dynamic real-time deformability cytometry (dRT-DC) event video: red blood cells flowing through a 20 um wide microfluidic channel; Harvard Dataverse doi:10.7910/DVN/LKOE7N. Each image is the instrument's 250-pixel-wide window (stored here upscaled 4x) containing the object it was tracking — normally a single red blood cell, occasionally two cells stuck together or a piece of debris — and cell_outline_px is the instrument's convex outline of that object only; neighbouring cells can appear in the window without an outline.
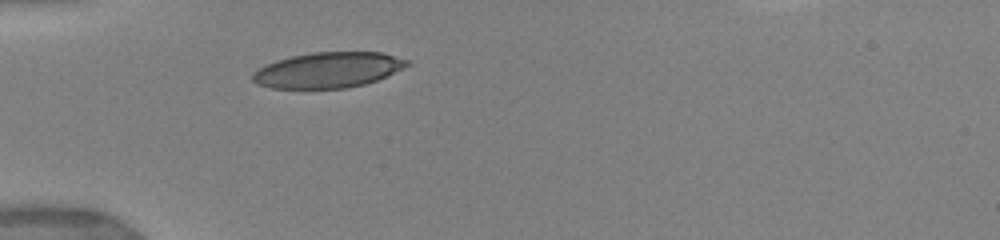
{"species": "human", "species_latin": "Homo sapiens", "temperature_condition": "warm", "stored_images_in_passage": 1, "camera_frame_rate_fps": 3000, "um_per_image_px": 0.085, "donor": {"sex": "female"}, "frame": {"image": 1, "passage_image": 1, "time_ms": 0.0, "image_size_px": [1000, 240], "cell_outline_px": [[412, 64], [388, 76], [364, 84], [344, 88], [268, 88], [256, 84], [252, 80], [252, 72], [276, 60], [292, 56], [316, 52], [380, 52], [408, 60]], "centroid_in_image_um": [27.89, 5.95], "position_along_channel_um": 57.1, "area_um2": 31.91}}